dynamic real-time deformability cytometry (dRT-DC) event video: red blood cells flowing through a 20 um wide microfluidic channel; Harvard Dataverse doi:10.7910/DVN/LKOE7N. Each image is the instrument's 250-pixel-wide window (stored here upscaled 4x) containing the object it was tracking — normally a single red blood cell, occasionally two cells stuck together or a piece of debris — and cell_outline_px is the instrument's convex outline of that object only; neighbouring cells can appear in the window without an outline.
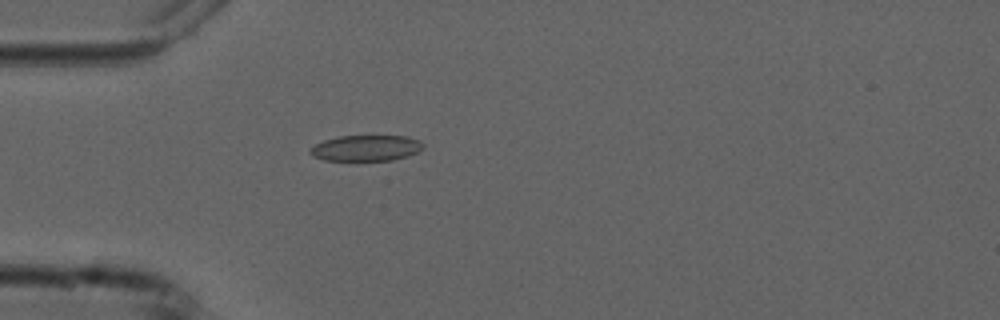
{"species": "common noctule bat (a hibernating species)", "species_latin": "Nyctalus noctula", "temperature_condition": "cold", "stored_images_in_passage": 4, "camera_frame_rate_fps": 3000, "um_per_image_px": 0.085, "animal": {"sex": "male", "forearm_length_mm": 52.5}, "frame": {"image": 1, "passage_image": 4, "time_ms": 3.333, "image_size_px": [1000, 320], "cell_outline_px": [[424, 148], [408, 156], [392, 160], [324, 160], [312, 156], [308, 152], [316, 144], [324, 140], [340, 136], [408, 136], [420, 140], [424, 144]], "centroid_in_image_um": [31.14, 12.58], "position_along_channel_um": 53.9, "area_um2": 16.99}}